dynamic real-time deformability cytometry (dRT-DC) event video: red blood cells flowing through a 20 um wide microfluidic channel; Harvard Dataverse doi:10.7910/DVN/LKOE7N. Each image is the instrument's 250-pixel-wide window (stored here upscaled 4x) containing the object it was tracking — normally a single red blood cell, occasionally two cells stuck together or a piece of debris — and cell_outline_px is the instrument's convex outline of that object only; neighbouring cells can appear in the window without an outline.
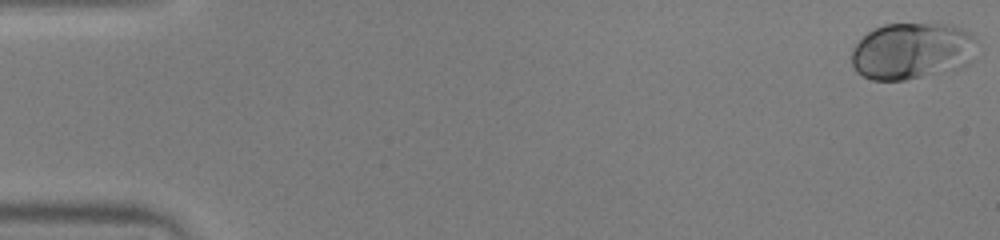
{"species": "human", "species_latin": "Homo sapiens", "temperature_condition": "warm", "stored_images_in_passage": 52, "camera_frame_rate_fps": 3000, "um_per_image_px": 0.085, "donor": {"sex": "male"}, "frame": {"image": 1, "passage_image": 1, "time_ms": 0.0, "image_size_px": [1000, 240], "cell_outline_px": [[972, 36], [968, 64], [960, 68], [904, 80], [872, 80], [856, 72], [852, 64], [852, 48], [868, 32], [884, 24], [952, 24], [972, 32]], "centroid_in_image_um": [77.45, 4.33], "position_along_channel_um": 7.6, "area_um2": 40.75}}
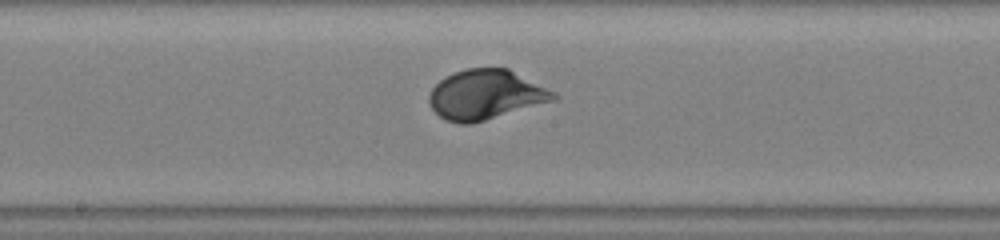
{"frame": {"image": 2, "passage_image": 28, "time_ms": 9.0, "image_size_px": [1000, 240], "cell_outline_px": [[560, 96], [556, 100], [472, 124], [460, 124], [444, 120], [432, 108], [428, 100], [428, 96], [432, 88], [440, 80], [452, 72], [464, 68], [508, 68], [556, 92]], "centroid_in_image_um": [41.29, 8.05], "position_along_channel_um": 206.9, "area_um2": 36.3}}
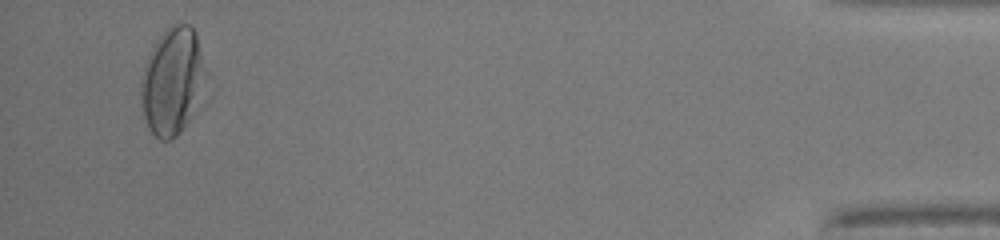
{"frame": {"image": 3, "passage_image": 50, "time_ms": 16.333, "image_size_px": [1000, 240], "cell_outline_px": [[208, 72], [192, 116], [180, 132], [172, 140], [160, 140], [148, 128], [144, 116], [140, 96], [140, 80], [144, 64], [156, 40], [172, 24], [188, 24], [196, 32]], "centroid_in_image_um": [14.65, 6.89], "position_along_channel_um": 420.5, "area_um2": 40.63}, "authors_computed_cell_mechanics": {"area_um2": 35.3158, "velocity_mm_per_s": 3.963, "shape_relaxation_time_tau1_ms": 3.5025, "shape_relaxation_time_tau2_ms": null, "deformation_change_tau1": 0.1841, "deformation_change_tau2": null}}